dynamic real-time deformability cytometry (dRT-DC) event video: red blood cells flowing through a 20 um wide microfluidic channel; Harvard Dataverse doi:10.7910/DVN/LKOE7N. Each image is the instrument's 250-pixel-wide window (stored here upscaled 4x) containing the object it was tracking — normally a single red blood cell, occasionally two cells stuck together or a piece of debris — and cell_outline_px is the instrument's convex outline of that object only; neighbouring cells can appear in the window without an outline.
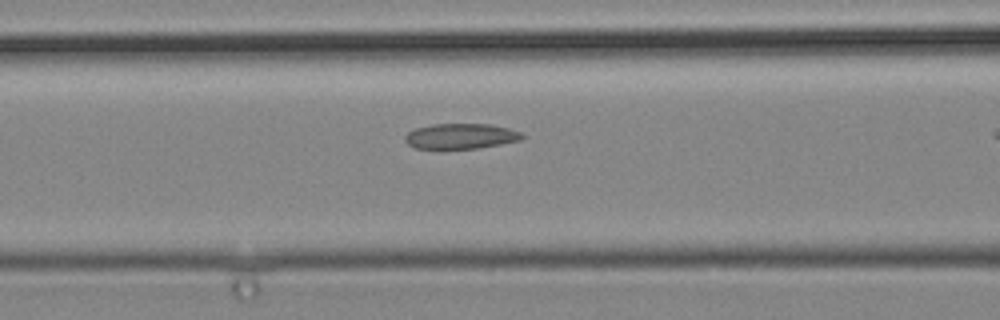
{"species": "common noctule bat (a hibernating species)", "species_latin": "Nyctalus noctula", "temperature_condition": "cold", "stored_images_in_passage": 31, "camera_frame_rate_fps": 3000, "um_per_image_px": 0.085, "animal": {"sex": "male", "body_mass_g": 19.2, "forearm_length_mm": 51.8}, "frame": {"image": 1, "passage_image": 14, "time_ms": 4.333, "image_size_px": [1000, 320], "cell_outline_px": [[524, 136], [520, 140], [500, 144], [476, 148], [416, 148], [408, 144], [404, 140], [404, 136], [408, 132], [416, 128], [432, 124], [492, 124], [508, 128], [520, 132]], "centroid_in_image_um": [39.15, 11.56], "position_along_channel_um": 127.4, "area_um2": 17.11}}
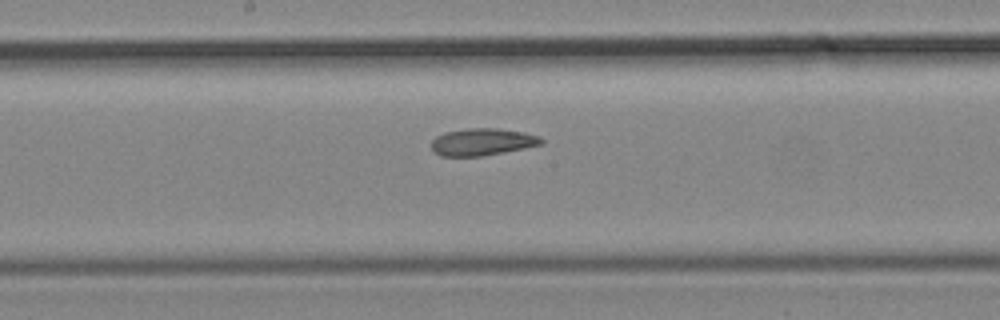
{"frame": {"image": 2, "passage_image": 19, "time_ms": 6.0, "image_size_px": [1000, 320], "cell_outline_px": [[544, 144], [484, 156], [440, 156], [432, 152], [432, 140], [436, 136], [444, 132], [468, 128], [496, 128], [524, 132], [540, 136], [544, 140]], "centroid_in_image_um": [41.0, 12.06], "position_along_channel_um": 207.2, "area_um2": 17.57}}
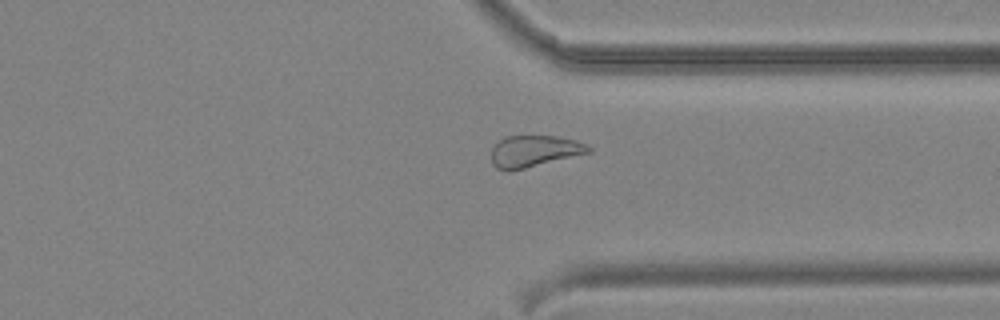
{"frame": {"image": 3, "passage_image": 29, "time_ms": 9.333, "image_size_px": [1000, 320], "cell_outline_px": [[592, 152], [508, 172], [504, 172], [496, 168], [492, 164], [492, 148], [496, 140], [504, 136], [556, 136], [576, 140], [588, 144], [592, 148]], "centroid_in_image_um": [45.38, 12.85], "position_along_channel_um": 366.0, "area_um2": 18.21}}